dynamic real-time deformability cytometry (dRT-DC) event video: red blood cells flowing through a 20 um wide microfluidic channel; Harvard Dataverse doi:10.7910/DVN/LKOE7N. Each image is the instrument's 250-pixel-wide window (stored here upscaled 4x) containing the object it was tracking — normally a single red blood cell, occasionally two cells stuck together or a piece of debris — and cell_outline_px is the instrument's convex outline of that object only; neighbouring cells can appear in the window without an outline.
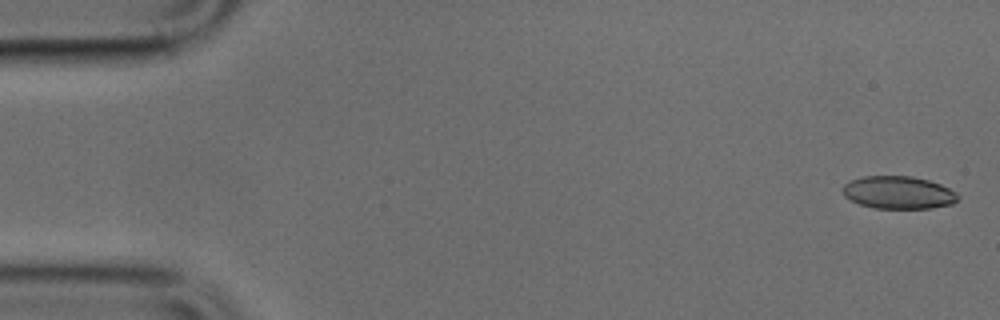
{"species": "common noctule bat (a hibernating species)", "species_latin": "Nyctalus noctula", "temperature_condition": "cold", "stored_images_in_passage": 11, "camera_frame_rate_fps": 3000, "um_per_image_px": 0.085, "animal": {"sex": "male", "body_mass_g": 17.9, "forearm_length_mm": 54.2}, "frame": {"image": 1, "passage_image": 2, "time_ms": 0.333, "image_size_px": [1000, 320], "cell_outline_px": [[960, 196], [952, 204], [932, 208], [876, 208], [860, 204], [844, 196], [844, 184], [852, 180], [864, 176], [912, 176], [928, 180], [940, 184], [956, 192]], "centroid_in_image_um": [76.39, 16.36], "position_along_channel_um": 8.6, "area_um2": 21.73}}